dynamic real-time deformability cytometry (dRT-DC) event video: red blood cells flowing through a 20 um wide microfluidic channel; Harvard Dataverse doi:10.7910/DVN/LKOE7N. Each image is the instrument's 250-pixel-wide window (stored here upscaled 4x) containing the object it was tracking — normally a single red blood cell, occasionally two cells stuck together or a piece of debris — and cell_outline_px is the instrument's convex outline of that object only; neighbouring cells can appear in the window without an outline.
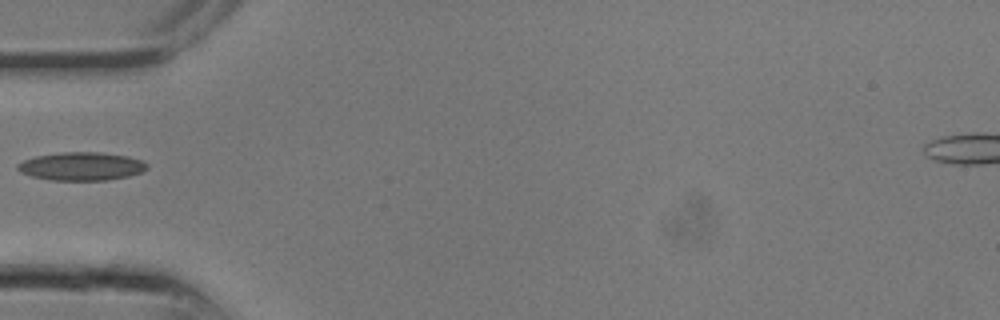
{"species": "common noctule bat (a hibernating species)", "species_latin": "Nyctalus noctula", "temperature_condition": "room temperature", "stored_images_in_passage": 8, "camera_frame_rate_fps": 3000, "um_per_image_px": 0.085, "animal": {"sex": "male", "body_mass_g": 13.3}, "frame": {"image": 1, "passage_image": 1, "time_ms": 0.0, "image_size_px": [1000, 320], "cell_outline_px": [[148, 168], [140, 172], [128, 176], [104, 180], [52, 180], [32, 176], [20, 172], [16, 168], [16, 164], [24, 160], [36, 156], [64, 152], [104, 152], [128, 156], [140, 160], [148, 164]], "centroid_in_image_um": [6.91, 14.13], "position_along_channel_um": 78.1, "area_um2": 21.21}}
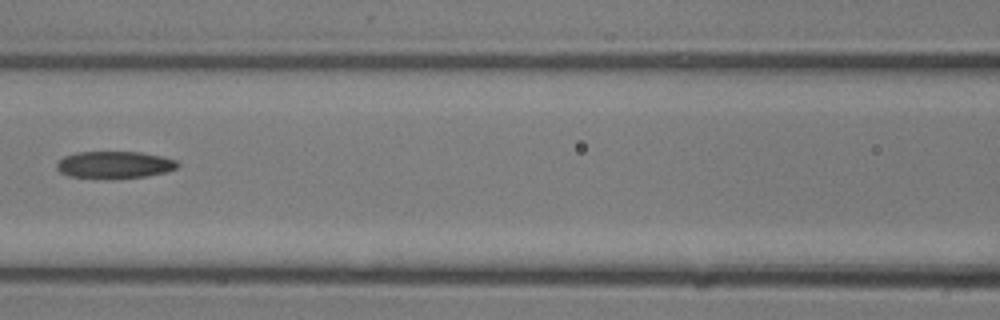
{"frame": {"image": 2, "passage_image": 4, "time_ms": 1.0, "image_size_px": [1000, 320], "cell_outline_px": [[180, 164], [176, 168], [164, 172], [144, 176], [68, 176], [60, 172], [56, 168], [56, 164], [64, 156], [76, 152], [140, 152], [164, 156], [176, 160]], "centroid_in_image_um": [9.74, 13.96], "position_along_channel_um": 156.9, "area_um2": 18.32}}
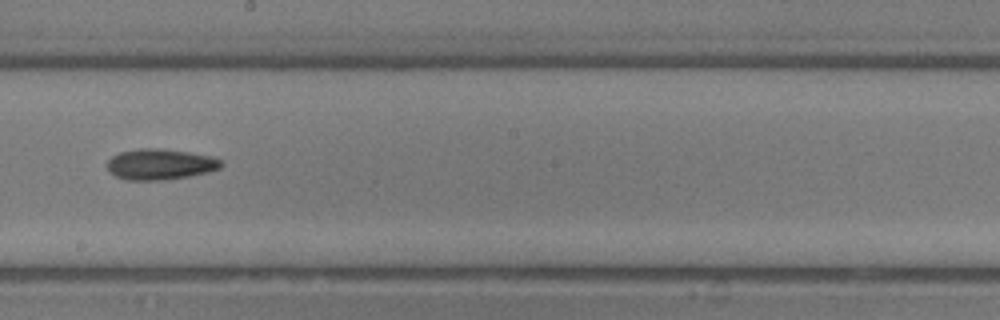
{"frame": {"image": 3, "passage_image": 7, "time_ms": 2.0, "image_size_px": [1000, 320], "cell_outline_px": [[224, 164], [220, 168], [208, 172], [188, 176], [164, 180], [128, 180], [116, 176], [108, 172], [108, 160], [112, 156], [120, 152], [140, 148], [156, 148], [188, 152], [212, 156], [224, 160]], "centroid_in_image_um": [13.64, 13.96], "position_along_channel_um": 234.6, "area_um2": 20.52}}